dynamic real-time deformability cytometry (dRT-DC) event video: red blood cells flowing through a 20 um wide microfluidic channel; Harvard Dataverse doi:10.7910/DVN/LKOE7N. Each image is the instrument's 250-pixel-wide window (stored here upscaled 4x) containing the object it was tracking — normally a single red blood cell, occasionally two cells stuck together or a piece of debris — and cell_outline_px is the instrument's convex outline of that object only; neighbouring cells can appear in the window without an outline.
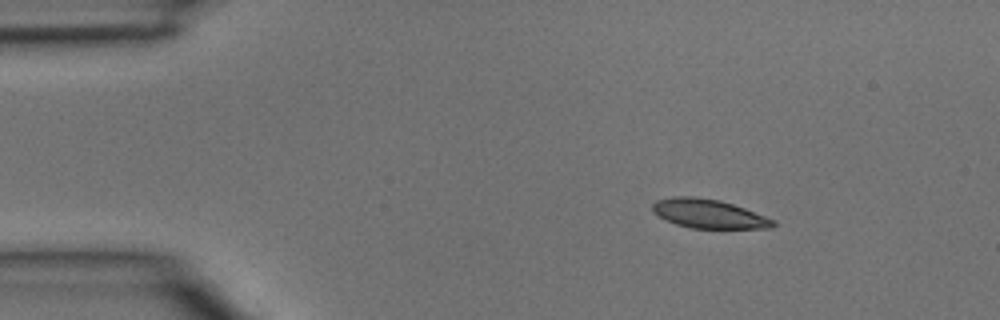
{"species": "common noctule bat (a hibernating species)", "species_latin": "Nyctalus noctula", "temperature_condition": "room temperature", "stored_images_in_passage": 3, "camera_frame_rate_fps": 3000, "um_per_image_px": 0.085, "animal": {"sex": "male", "body_mass_g": 15.6}, "frame": {"image": 1, "passage_image": 1, "time_ms": 0.0, "image_size_px": [1000, 320], "cell_outline_px": [[776, 224], [772, 228], [692, 228], [676, 224], [652, 212], [652, 204], [656, 200], [672, 196], [696, 196], [720, 200], [744, 208], [776, 220]], "centroid_in_image_um": [60.24, 18.16], "position_along_channel_um": 24.8, "area_um2": 20.35}}
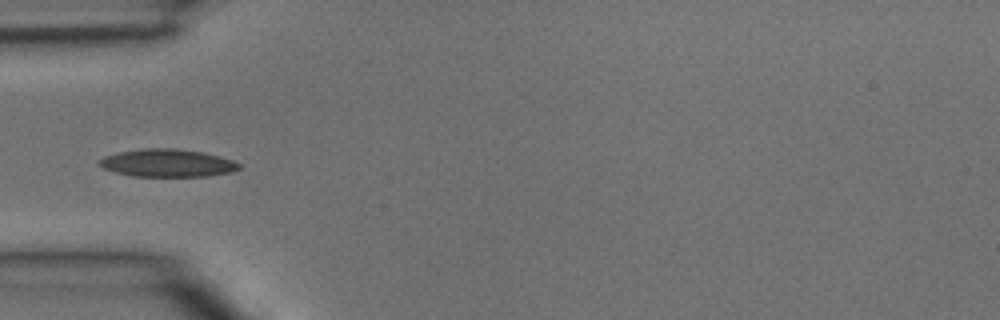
{"frame": {"image": 2, "passage_image": 3, "time_ms": 0.667, "image_size_px": [1000, 320], "cell_outline_px": [[244, 168], [232, 172], [208, 176], [132, 176], [116, 172], [104, 168], [96, 164], [104, 156], [120, 152], [144, 148], [176, 148], [204, 152], [220, 156], [244, 164]], "centroid_in_image_um": [14.31, 13.85], "position_along_channel_um": 70.7, "area_um2": 22.83}}